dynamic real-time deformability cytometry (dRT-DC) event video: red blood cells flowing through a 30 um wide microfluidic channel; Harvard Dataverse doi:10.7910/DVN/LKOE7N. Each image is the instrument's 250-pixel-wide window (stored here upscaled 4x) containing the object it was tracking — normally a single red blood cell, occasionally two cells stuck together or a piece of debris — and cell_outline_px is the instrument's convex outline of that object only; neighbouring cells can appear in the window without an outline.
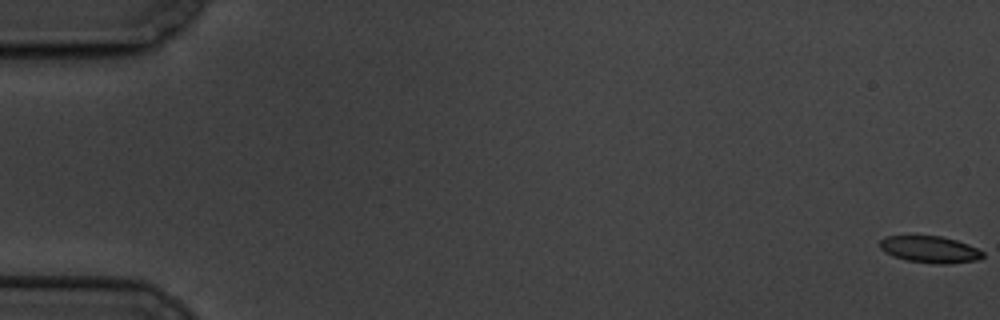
{"species": "common noctule bat (a hibernating species)", "species_latin": "Nyctalus noctula", "temperature_condition": "cold", "stored_images_in_passage": 12, "camera_frame_rate_fps": 3000, "um_per_image_px": 0.085, "animal": {"sex": "male", "body_mass_g": 19.5, "forearm_length_mm": 54.6}, "frame": {"image": 1, "passage_image": 1, "time_ms": 0.0, "image_size_px": [1000, 320], "cell_outline_px": [[984, 256], [976, 260], [948, 264], [932, 264], [908, 260], [892, 256], [884, 252], [880, 248], [880, 240], [884, 236], [940, 236], [956, 240], [968, 244], [984, 252]], "centroid_in_image_um": [79.03, 21.2], "position_along_channel_um": 6.0, "area_um2": 16.07}}
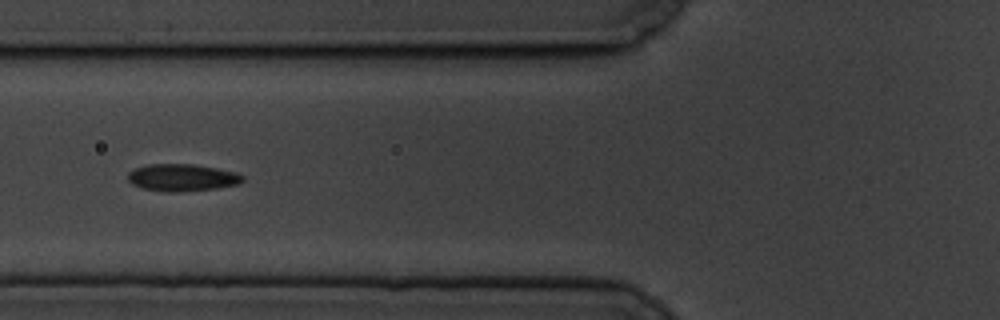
{"frame": {"image": 2, "passage_image": 7, "time_ms": 7.667, "image_size_px": [1000, 320], "cell_outline_px": [[244, 180], [240, 184], [216, 188], [176, 192], [164, 192], [144, 188], [132, 184], [128, 180], [128, 172], [136, 168], [148, 164], [192, 164], [216, 168], [236, 172], [244, 176]], "centroid_in_image_um": [15.5, 15.09], "position_along_channel_um": 110.3, "area_um2": 18.15}}
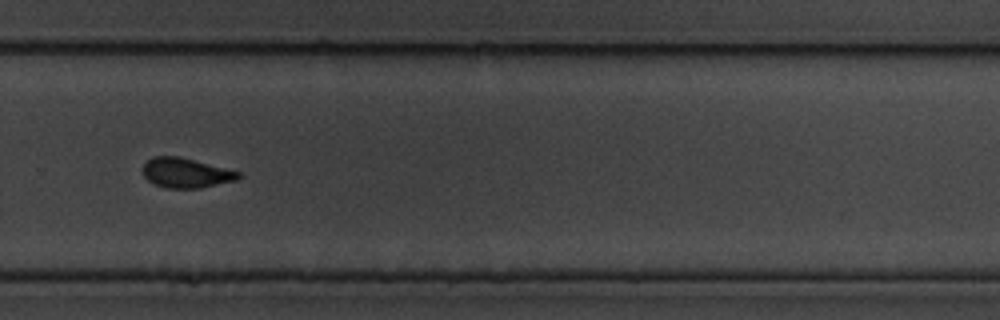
{"frame": {"image": 3, "passage_image": 12, "time_ms": 13.667, "image_size_px": [1000, 320], "cell_outline_px": [[240, 176], [236, 180], [200, 188], [164, 188], [148, 180], [144, 176], [140, 168], [152, 156], [180, 156], [240, 172]], "centroid_in_image_um": [15.75, 14.69], "position_along_channel_um": 314.0, "area_um2": 16.59}}